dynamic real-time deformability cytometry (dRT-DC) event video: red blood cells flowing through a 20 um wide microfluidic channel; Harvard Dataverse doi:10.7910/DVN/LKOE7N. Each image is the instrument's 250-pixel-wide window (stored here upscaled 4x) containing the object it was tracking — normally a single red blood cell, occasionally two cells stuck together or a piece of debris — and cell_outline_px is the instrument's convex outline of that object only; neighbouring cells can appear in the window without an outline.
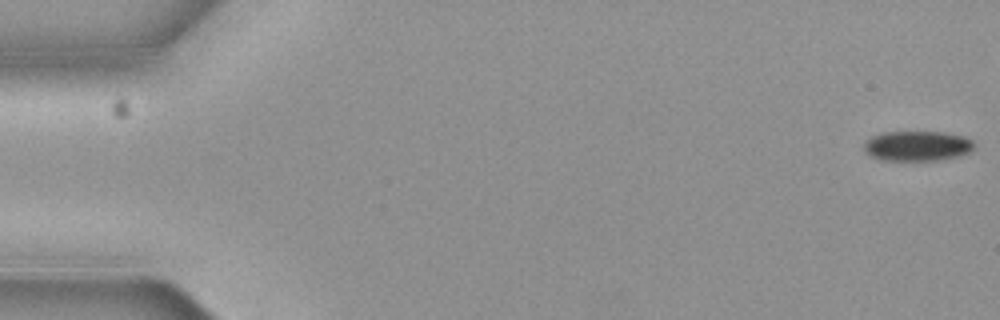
{"species": "common noctule bat (a hibernating species)", "species_latin": "Nyctalus noctula", "temperature_condition": "cold", "stored_images_in_passage": 8, "camera_frame_rate_fps": 3000, "um_per_image_px": 0.085, "animal": {"sex": "female", "body_mass_g": 19.3, "forearm_length_mm": 54.1}, "frame": {"image": 1, "passage_image": 1, "time_ms": 0.0, "image_size_px": [1000, 320], "cell_outline_px": [[976, 144], [968, 152], [960, 156], [940, 160], [880, 160], [872, 156], [864, 148], [864, 144], [872, 136], [884, 132], [940, 132], [964, 136], [972, 140]], "centroid_in_image_um": [78.0, 12.4], "position_along_channel_um": 7.0, "area_um2": 19.13}}
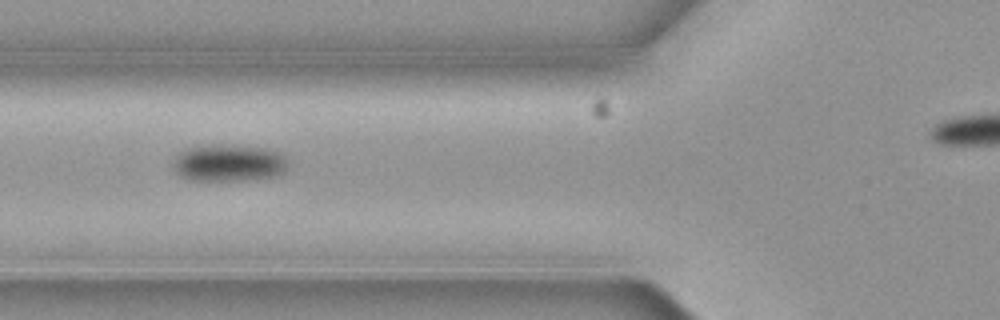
{"frame": {"image": 2, "passage_image": 7, "time_ms": 2.0, "image_size_px": [1000, 320], "cell_outline_px": [[288, 164], [284, 172], [276, 176], [248, 180], [188, 180], [180, 176], [176, 172], [172, 164], [176, 156], [180, 152], [188, 148], [216, 144], [220, 144], [268, 148], [280, 152], [284, 156]], "centroid_in_image_um": [19.46, 13.85], "position_along_channel_um": 106.3, "area_um2": 24.97}}
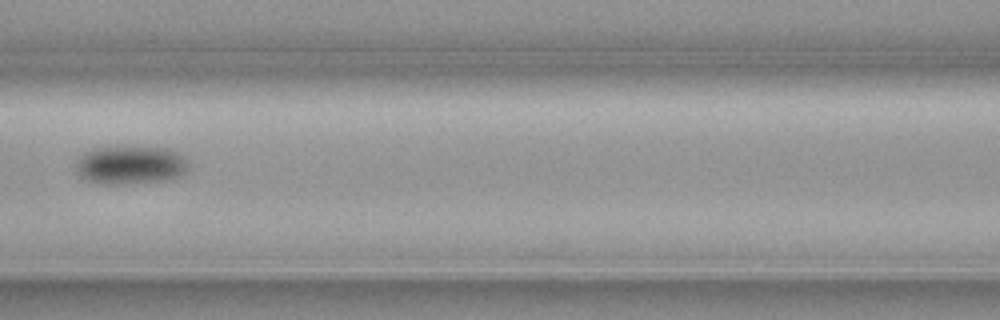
{"frame": {"image": 3, "passage_image": 8, "time_ms": 2.333, "image_size_px": [1000, 320], "cell_outline_px": [[188, 168], [180, 176], [168, 180], [124, 184], [100, 184], [84, 180], [76, 172], [76, 156], [92, 148], [112, 144], [128, 144], [168, 148], [180, 152], [184, 156], [188, 164]], "centroid_in_image_um": [11.04, 13.96], "position_along_channel_um": 155.6, "area_um2": 26.76}}